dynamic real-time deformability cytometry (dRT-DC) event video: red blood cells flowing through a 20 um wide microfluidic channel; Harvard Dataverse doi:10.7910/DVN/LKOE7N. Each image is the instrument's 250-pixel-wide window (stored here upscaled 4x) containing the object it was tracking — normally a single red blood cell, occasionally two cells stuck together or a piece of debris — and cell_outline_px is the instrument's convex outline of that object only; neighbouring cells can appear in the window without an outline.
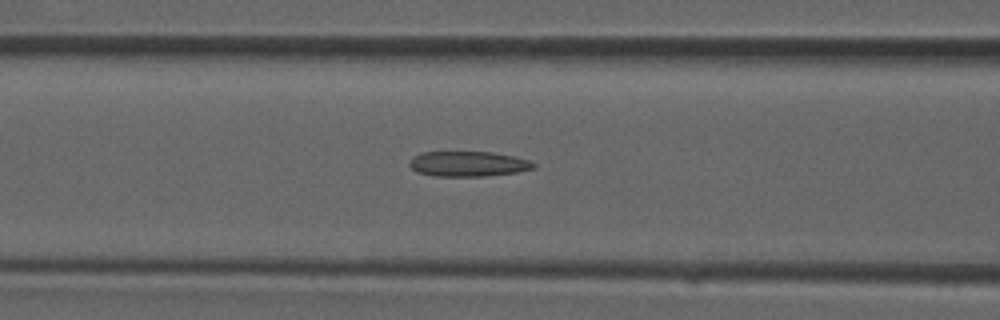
{"species": "common noctule bat (a hibernating species)", "species_latin": "Nyctalus noctula", "temperature_condition": "room temperature", "stored_images_in_passage": 35, "camera_frame_rate_fps": 3000, "um_per_image_px": 0.085, "animal": {"sex": "male", "forearm_length_mm": 52.5}, "frame": {"image": 1, "passage_image": 14, "time_ms": 4.333, "image_size_px": [1000, 320], "cell_outline_px": [[536, 168], [516, 172], [484, 176], [432, 176], [416, 172], [408, 164], [408, 160], [412, 156], [420, 152], [492, 152], [532, 160], [536, 164]], "centroid_in_image_um": [39.76, 13.93], "position_along_channel_um": 126.8, "area_um2": 18.44}}
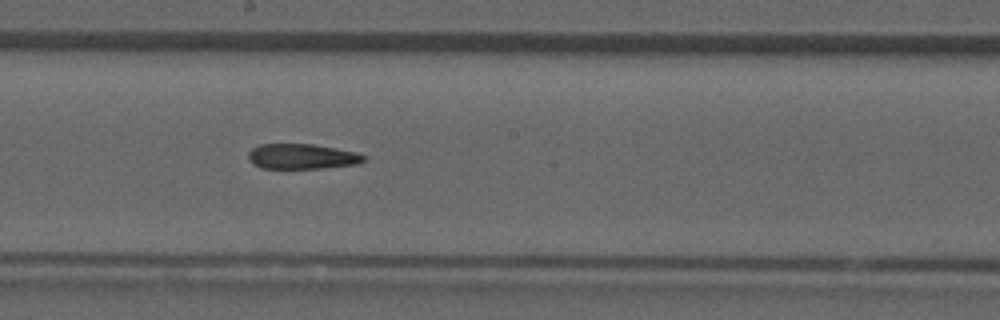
{"frame": {"image": 2, "passage_image": 19, "time_ms": 6.0, "image_size_px": [1000, 320], "cell_outline_px": [[368, 160], [360, 164], [324, 168], [260, 168], [252, 164], [248, 160], [248, 152], [252, 148], [260, 144], [312, 144], [336, 148], [356, 152], [368, 156]], "centroid_in_image_um": [25.71, 13.3], "position_along_channel_um": 222.5, "area_um2": 17.28}}
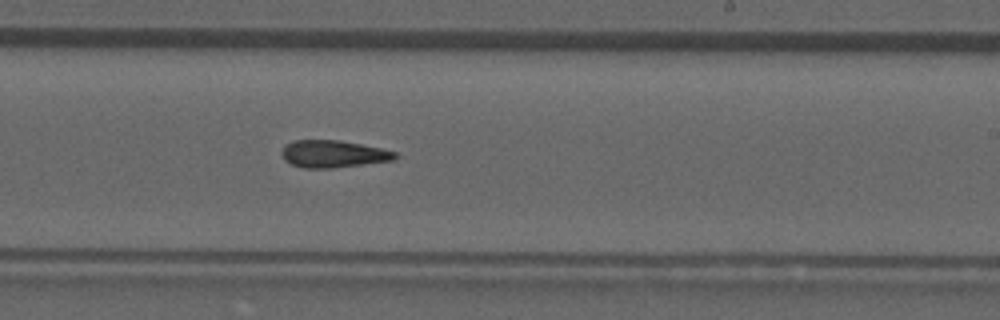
{"frame": {"image": 3, "passage_image": 21, "time_ms": 6.667, "image_size_px": [1000, 320], "cell_outline_px": [[400, 156], [396, 160], [332, 168], [304, 168], [292, 164], [284, 160], [280, 152], [284, 144], [292, 140], [340, 140], [380, 148], [396, 152]], "centroid_in_image_um": [28.31, 13.08], "position_along_channel_um": 260.7, "area_um2": 18.21}}